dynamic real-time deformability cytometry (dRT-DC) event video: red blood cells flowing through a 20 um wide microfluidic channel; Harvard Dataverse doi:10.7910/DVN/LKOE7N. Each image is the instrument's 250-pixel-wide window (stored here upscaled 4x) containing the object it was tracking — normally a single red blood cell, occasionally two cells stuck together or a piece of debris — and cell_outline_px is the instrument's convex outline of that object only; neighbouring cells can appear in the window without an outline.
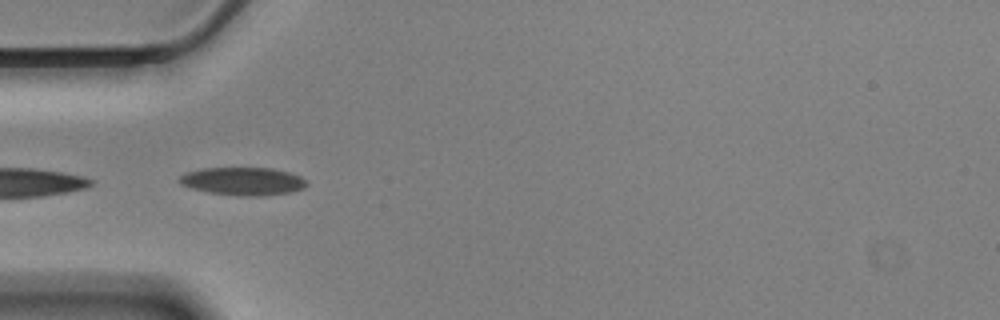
{"species": "Egyptian fruit bat (a non-hibernating species)", "species_latin": "Rousettus aegyptiacus", "temperature_condition": "cold", "stored_images_in_passage": 5, "camera_frame_rate_fps": 3000, "um_per_image_px": 0.085, "animal": {"sex": "male"}, "frame": {"image": 1, "passage_image": 1, "time_ms": 0.0, "image_size_px": [1000, 320], "cell_outline_px": [[308, 184], [304, 188], [288, 192], [256, 196], [248, 196], [208, 192], [192, 188], [180, 184], [176, 180], [184, 172], [204, 168], [272, 168], [288, 172], [300, 176]], "centroid_in_image_um": [20.6, 15.39], "position_along_channel_um": 64.4, "area_um2": 20.52}}